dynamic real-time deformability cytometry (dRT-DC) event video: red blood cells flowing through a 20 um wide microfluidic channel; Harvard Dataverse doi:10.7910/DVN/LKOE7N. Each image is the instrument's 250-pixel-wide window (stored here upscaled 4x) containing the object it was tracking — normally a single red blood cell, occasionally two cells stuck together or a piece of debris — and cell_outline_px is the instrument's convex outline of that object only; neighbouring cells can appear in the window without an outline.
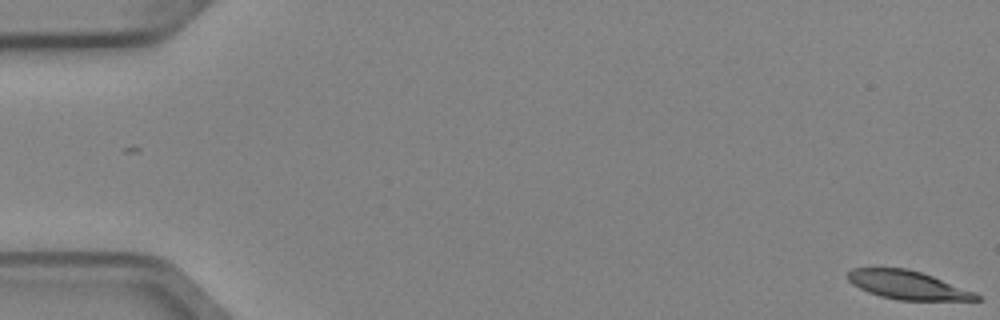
{"species": "Egyptian fruit bat (a non-hibernating species)", "species_latin": "Rousettus aegyptiacus", "temperature_condition": "cold", "stored_images_in_passage": 6, "camera_frame_rate_fps": 3000, "um_per_image_px": 0.085, "animal": {"sex": "female"}, "frame": {"image": 1, "passage_image": 1, "time_ms": 0.0, "image_size_px": [1000, 320], "cell_outline_px": [[980, 300], [900, 300], [880, 296], [868, 292], [852, 284], [848, 280], [848, 272], [852, 268], [908, 268], [932, 276], [976, 292], [980, 296]], "centroid_in_image_um": [77.15, 24.23], "position_along_channel_um": 7.9, "area_um2": 21.21}}
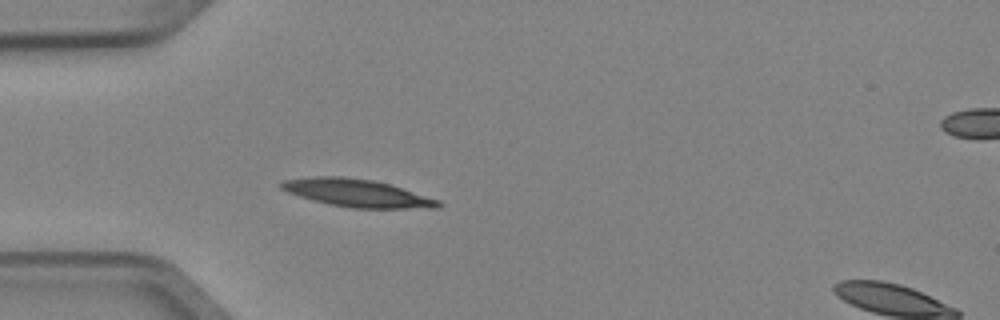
{"frame": {"image": 2, "passage_image": 5, "time_ms": 1.333, "image_size_px": [1000, 320], "cell_outline_px": [[444, 204], [440, 208], [352, 208], [328, 204], [300, 196], [288, 192], [280, 188], [280, 184], [284, 180], [316, 176], [340, 176], [372, 180], [388, 184], [440, 200]], "centroid_in_image_um": [30.38, 16.42], "position_along_channel_um": 54.6, "area_um2": 25.09}}